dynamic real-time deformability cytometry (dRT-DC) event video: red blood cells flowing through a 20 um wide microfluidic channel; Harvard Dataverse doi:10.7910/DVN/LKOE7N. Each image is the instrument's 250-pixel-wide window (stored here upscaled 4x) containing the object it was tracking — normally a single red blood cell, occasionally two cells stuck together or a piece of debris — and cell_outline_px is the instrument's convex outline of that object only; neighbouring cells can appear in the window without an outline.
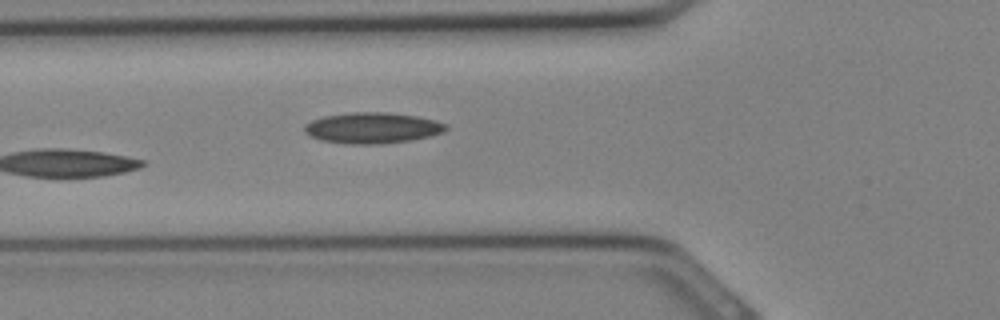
{"species": "Egyptian fruit bat (a non-hibernating species)", "species_latin": "Rousettus aegyptiacus", "temperature_condition": "cold", "stored_images_in_passage": 6, "camera_frame_rate_fps": 3000, "um_per_image_px": 0.085, "animal": {"sex": "female"}, "frame": {"image": 1, "passage_image": 6, "time_ms": 1.667, "image_size_px": [1000, 320], "cell_outline_px": [[448, 128], [444, 132], [412, 140], [384, 144], [344, 144], [320, 140], [308, 136], [304, 132], [304, 124], [312, 120], [324, 116], [352, 112], [388, 112], [416, 116], [448, 124]], "centroid_in_image_um": [31.61, 10.88], "position_along_channel_um": 94.2, "area_um2": 25.72}}